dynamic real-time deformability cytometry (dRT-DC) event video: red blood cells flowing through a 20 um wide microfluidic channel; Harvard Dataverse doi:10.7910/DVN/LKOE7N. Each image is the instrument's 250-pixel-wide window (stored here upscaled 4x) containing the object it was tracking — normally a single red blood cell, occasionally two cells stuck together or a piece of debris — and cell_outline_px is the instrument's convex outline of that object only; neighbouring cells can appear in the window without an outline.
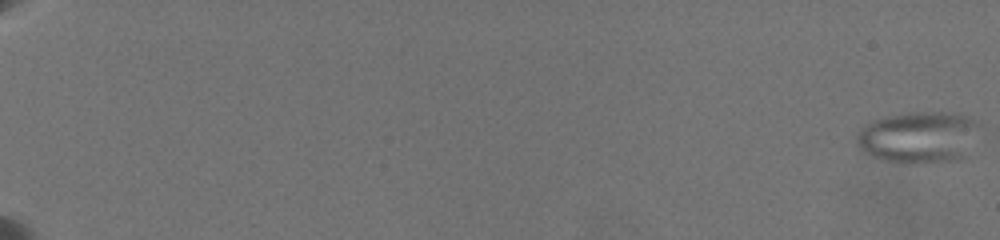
{"species": "common noctule bat (a hibernating species)", "species_latin": "Nyctalus noctula", "temperature_condition": "warm", "stored_images_in_passage": 49, "camera_frame_rate_fps": 3000, "um_per_image_px": 0.085, "animal": {"sex": "female", "body_mass_g": 19.5, "forearm_length_mm": 54.1}, "frame": {"image": 1, "passage_image": 1, "time_ms": 0.0, "image_size_px": [1000, 240], "cell_outline_px": [[980, 124], [964, 156], [948, 160], [884, 160], [872, 156], [864, 152], [856, 144], [856, 132], [864, 124], [872, 120], [888, 116], [908, 112], [960, 112]], "centroid_in_image_um": [78.02, 11.58], "position_along_channel_um": 7.0, "area_um2": 35.89}}
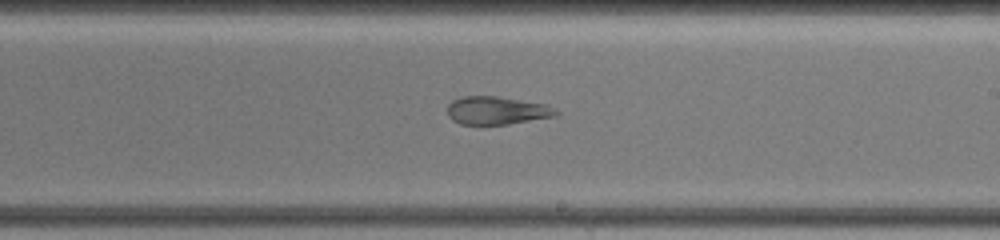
{"frame": {"image": 2, "passage_image": 36, "time_ms": 14.0, "image_size_px": [1000, 240], "cell_outline_px": [[560, 112], [556, 116], [508, 124], [460, 124], [452, 120], [448, 116], [448, 104], [452, 100], [464, 96], [496, 96], [544, 104]], "centroid_in_image_um": [42.19, 9.39], "position_along_channel_um": 246.8, "area_um2": 17.57}}
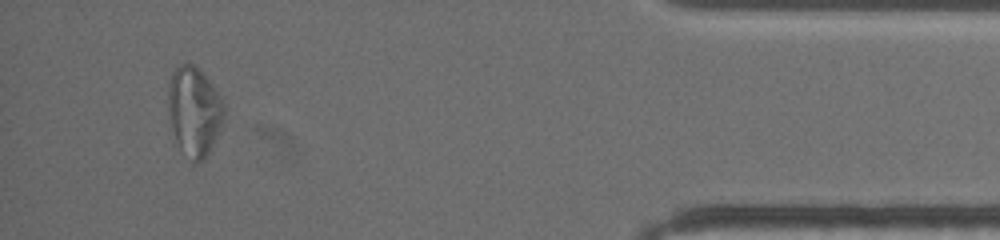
{"frame": {"image": 3, "passage_image": 48, "time_ms": 20.333, "image_size_px": [1000, 240], "cell_outline_px": [[224, 120], [208, 152], [200, 160], [192, 164], [180, 148], [176, 140], [172, 128], [168, 112], [168, 84], [172, 72], [180, 64], [192, 64], [208, 80], [224, 104]], "centroid_in_image_um": [16.48, 9.47], "position_along_channel_um": 418.7, "area_um2": 28.44}, "authors_computed_cell_mechanics": {"area_um2": 28.6688, "velocity_mm_per_s": 3.4882, "shape_relaxation_time_tau1_ms": null, "shape_relaxation_time_tau2_ms": 1.9964, "deformation_change_tau1": null, "deformation_change_tau2": 0.097}}